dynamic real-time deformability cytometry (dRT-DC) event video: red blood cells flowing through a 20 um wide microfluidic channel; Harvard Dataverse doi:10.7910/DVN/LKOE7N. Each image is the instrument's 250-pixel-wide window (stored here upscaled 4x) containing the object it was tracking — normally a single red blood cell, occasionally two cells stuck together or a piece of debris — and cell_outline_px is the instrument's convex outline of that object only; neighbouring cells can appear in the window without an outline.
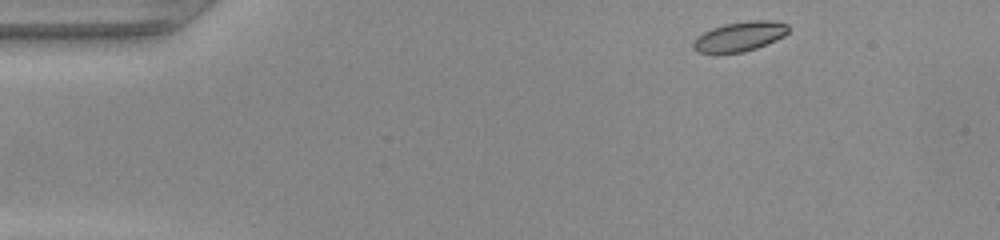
{"species": "common noctule bat (a hibernating species)", "species_latin": "Nyctalus noctula", "temperature_condition": "warm", "stored_images_in_passage": 44, "camera_frame_rate_fps": 3000, "um_per_image_px": 0.085, "animal": {"sex": "female", "body_mass_g": 22.0, "forearm_length_mm": 56.7}, "frame": {"image": 1, "passage_image": 1, "time_ms": 0.0, "image_size_px": [1000, 240], "cell_outline_px": [[788, 32], [784, 36], [776, 40], [756, 48], [744, 52], [716, 56], [696, 52], [692, 48], [692, 44], [696, 36], [712, 28], [724, 24], [752, 20], [772, 20], [788, 24]], "centroid_in_image_um": [62.8, 3.15], "position_along_channel_um": 22.2, "area_um2": 17.05}}
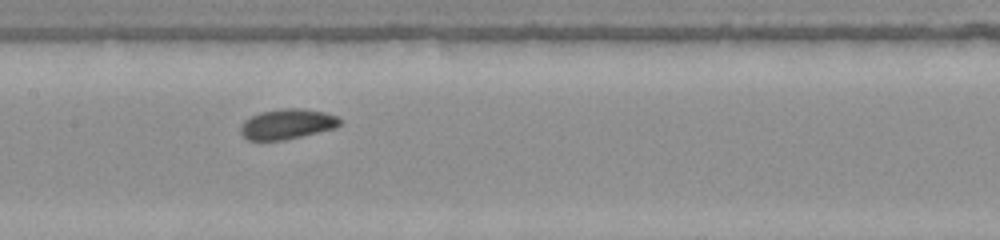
{"frame": {"image": 2, "passage_image": 19, "time_ms": 6.0, "image_size_px": [1000, 240], "cell_outline_px": [[340, 124], [336, 128], [284, 140], [248, 140], [240, 132], [240, 128], [244, 120], [260, 112], [280, 108], [304, 108], [324, 112], [336, 116], [340, 120]], "centroid_in_image_um": [24.4, 10.54], "position_along_channel_um": 183.0, "area_um2": 17.46}}
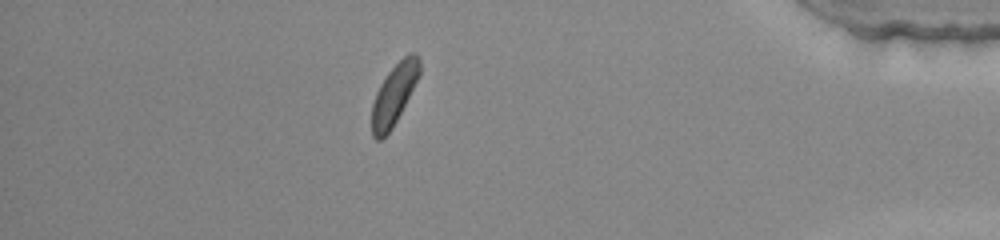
{"frame": {"image": 3, "passage_image": 38, "time_ms": 12.333, "image_size_px": [1000, 240], "cell_outline_px": [[420, 76], [392, 128], [380, 140], [376, 140], [372, 136], [372, 104], [376, 92], [380, 84], [388, 72], [408, 52], [416, 52], [420, 56]], "centroid_in_image_um": [33.52, 7.98], "position_along_channel_um": 401.7, "area_um2": 16.88}}